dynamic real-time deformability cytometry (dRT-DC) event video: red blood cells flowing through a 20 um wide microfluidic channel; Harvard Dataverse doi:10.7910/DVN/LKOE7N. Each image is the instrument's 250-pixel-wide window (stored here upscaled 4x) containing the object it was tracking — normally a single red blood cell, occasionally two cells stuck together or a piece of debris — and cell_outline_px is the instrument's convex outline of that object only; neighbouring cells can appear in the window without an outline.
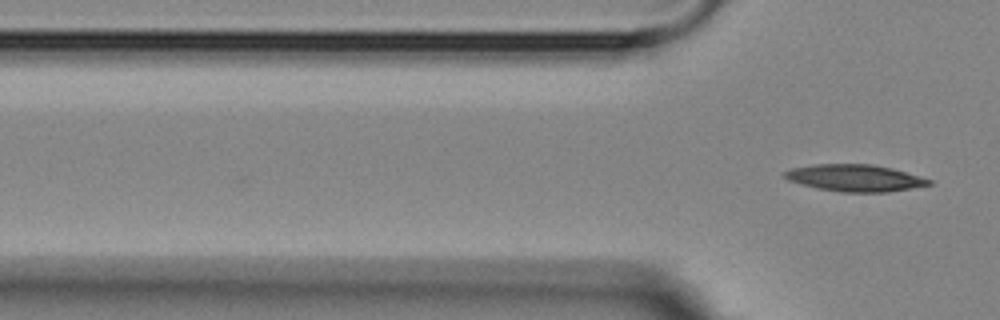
{"species": "Egyptian fruit bat (a non-hibernating species)", "species_latin": "Rousettus aegyptiacus", "temperature_condition": "room temperature", "stored_images_in_passage": 2, "camera_frame_rate_fps": 3000, "um_per_image_px": 0.085, "animal": {"sex": "female"}, "frame": {"image": 1, "passage_image": 2, "time_ms": 1.0, "image_size_px": [1000, 320], "cell_outline_px": [[932, 184], [888, 192], [840, 192], [820, 188], [788, 180], [784, 176], [784, 172], [792, 168], [812, 164], [872, 164], [892, 168], [932, 180]], "centroid_in_image_um": [72.68, 15.12], "position_along_channel_um": 53.1, "area_um2": 22.31}}